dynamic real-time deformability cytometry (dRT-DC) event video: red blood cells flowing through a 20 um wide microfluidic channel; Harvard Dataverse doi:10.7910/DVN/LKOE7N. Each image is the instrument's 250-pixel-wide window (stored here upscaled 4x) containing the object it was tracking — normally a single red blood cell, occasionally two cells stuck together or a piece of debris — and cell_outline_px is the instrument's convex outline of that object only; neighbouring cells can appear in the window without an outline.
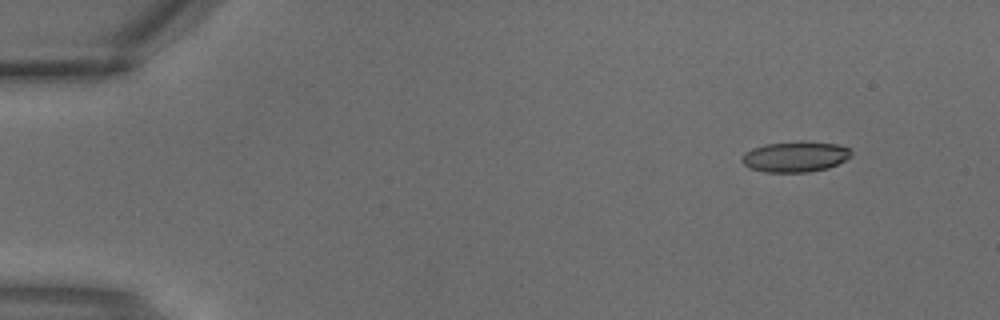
{"species": "common noctule bat (a hibernating species)", "species_latin": "Nyctalus noctula", "temperature_condition": "warm", "stored_images_in_passage": 3, "camera_frame_rate_fps": 3000, "um_per_image_px": 0.085, "animal": {"sex": "male", "body_mass_g": 18.8}, "frame": {"image": 1, "passage_image": 1, "time_ms": 0.0, "image_size_px": [1000, 320], "cell_outline_px": [[852, 156], [828, 168], [808, 172], [764, 172], [748, 168], [740, 160], [744, 152], [752, 148], [764, 144], [800, 140], [836, 144], [848, 148], [852, 152]], "centroid_in_image_um": [67.55, 13.31], "position_along_channel_um": 17.4, "area_um2": 19.77}}
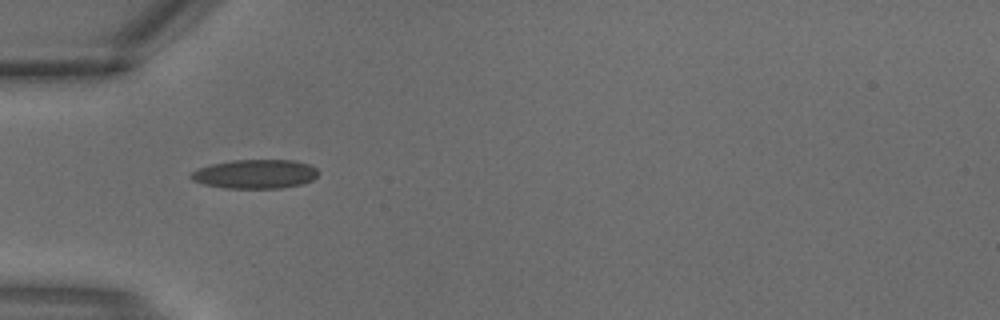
{"frame": {"image": 2, "passage_image": 3, "time_ms": 0.667, "image_size_px": [1000, 320], "cell_outline_px": [[320, 172], [312, 180], [300, 184], [280, 188], [224, 188], [204, 184], [192, 180], [188, 176], [196, 168], [212, 164], [232, 160], [292, 160], [308, 164], [316, 168]], "centroid_in_image_um": [21.66, 14.79], "position_along_channel_um": 63.3, "area_um2": 21.56}}